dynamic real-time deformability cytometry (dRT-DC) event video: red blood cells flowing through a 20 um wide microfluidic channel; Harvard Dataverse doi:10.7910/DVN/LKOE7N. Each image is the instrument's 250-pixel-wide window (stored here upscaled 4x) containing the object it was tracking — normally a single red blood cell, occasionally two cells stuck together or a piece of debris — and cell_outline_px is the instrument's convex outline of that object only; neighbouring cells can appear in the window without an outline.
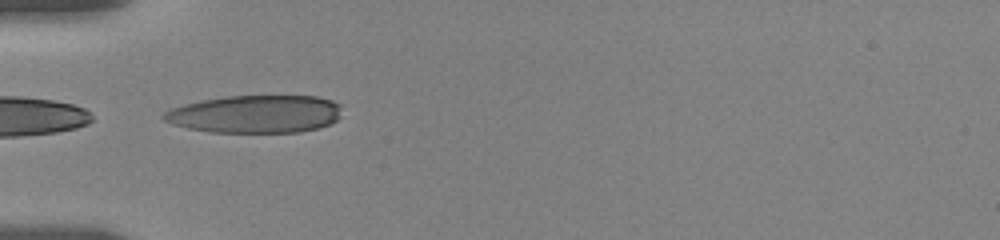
{"species": "human", "species_latin": "Homo sapiens", "temperature_condition": "room temperature", "stored_images_in_passage": 5, "camera_frame_rate_fps": 3000, "um_per_image_px": 0.085, "donor": {"sex": "female"}, "frame": {"image": 1, "passage_image": 1, "time_ms": 0.0, "image_size_px": [1000, 240], "cell_outline_px": [[340, 116], [336, 120], [328, 124], [316, 128], [300, 132], [208, 132], [188, 128], [172, 124], [164, 120], [160, 116], [168, 108], [184, 104], [204, 100], [228, 96], [316, 96], [332, 100], [340, 104]], "centroid_in_image_um": [21.67, 9.69], "position_along_channel_um": 63.3, "area_um2": 39.25}}
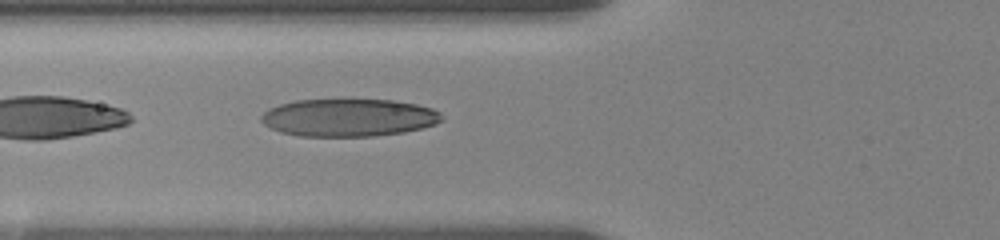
{"frame": {"image": 2, "passage_image": 4, "time_ms": 1.0, "image_size_px": [1000, 240], "cell_outline_px": [[444, 120], [436, 124], [404, 132], [372, 136], [300, 136], [280, 132], [264, 124], [260, 120], [260, 116], [268, 108], [280, 104], [296, 100], [392, 100], [416, 104], [432, 108], [440, 112], [444, 116]], "centroid_in_image_um": [29.65, 10.0], "position_along_channel_um": 96.2, "area_um2": 39.65}}